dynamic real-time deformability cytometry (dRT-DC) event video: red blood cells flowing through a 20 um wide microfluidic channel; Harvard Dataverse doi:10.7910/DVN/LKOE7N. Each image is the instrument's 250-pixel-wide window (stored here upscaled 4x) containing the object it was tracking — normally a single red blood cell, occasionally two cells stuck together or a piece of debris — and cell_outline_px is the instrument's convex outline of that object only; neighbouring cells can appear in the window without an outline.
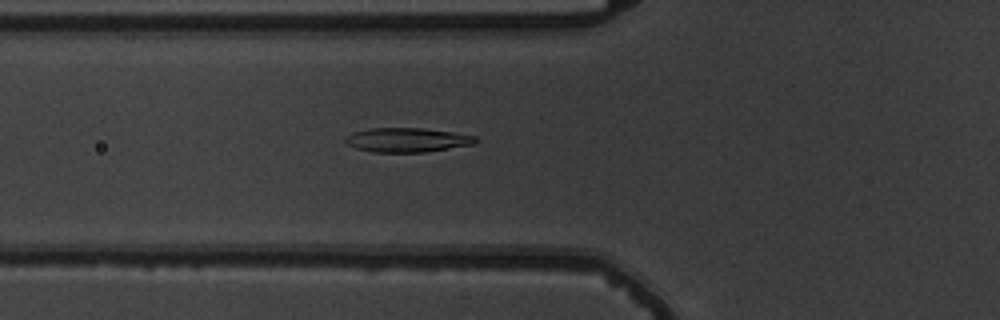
{"species": "common noctule bat (a hibernating species)", "species_latin": "Nyctalus noctula", "temperature_condition": "warm", "stored_images_in_passage": 56, "camera_frame_rate_fps": 3000, "um_per_image_px": 0.085, "animal": {"sex": "male", "body_mass_g": 19.5, "forearm_length_mm": 54.6}, "frame": {"image": 1, "passage_image": 22, "time_ms": 7.0, "image_size_px": [1000, 320], "cell_outline_px": [[476, 140], [472, 144], [424, 152], [372, 152], [356, 148], [344, 144], [344, 140], [352, 132], [368, 128], [424, 128], [452, 132], [476, 136]], "centroid_in_image_um": [34.53, 11.89], "position_along_channel_um": 91.3, "area_um2": 18.32}}
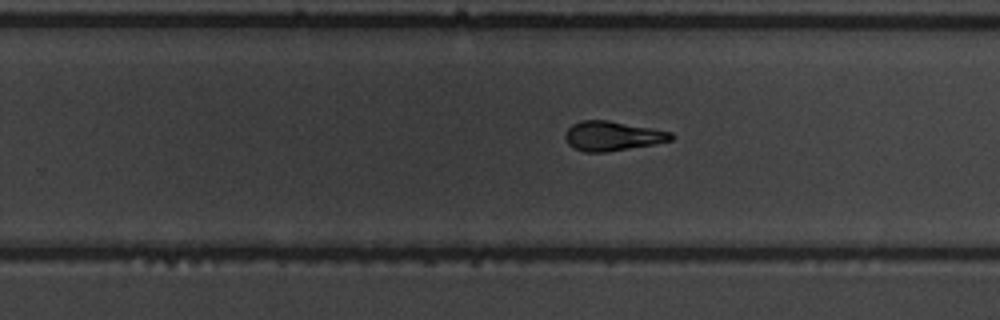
{"frame": {"image": 2, "passage_image": 37, "time_ms": 12.0, "image_size_px": [1000, 320], "cell_outline_px": [[672, 140], [652, 144], [604, 152], [584, 152], [568, 144], [564, 136], [564, 132], [572, 124], [580, 120], [608, 120], [672, 132]], "centroid_in_image_um": [52.0, 11.54], "position_along_channel_um": 277.8, "area_um2": 17.98}}
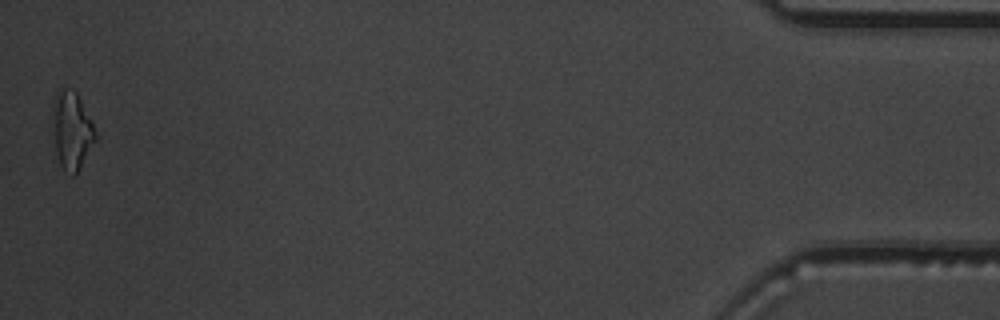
{"frame": {"image": 3, "passage_image": 56, "time_ms": 18.333, "image_size_px": [1000, 320], "cell_outline_px": [[96, 140], [80, 168], [72, 176], [64, 172], [60, 164], [56, 152], [52, 104], [52, 100], [64, 88], [72, 88], [76, 92], [92, 120], [96, 132]], "centroid_in_image_um": [6.12, 11.1], "position_along_channel_um": 429.1, "area_um2": 19.19}, "authors_computed_cell_mechanics": {"area_um2": 18.6405, "velocity_mm_per_s": 3.7295, "shape_relaxation_time_tau1_ms": 5.8683, "shape_relaxation_time_tau2_ms": 2.4769, "deformation_change_tau1": 0.1917, "deformation_change_tau2": 0.0943}}